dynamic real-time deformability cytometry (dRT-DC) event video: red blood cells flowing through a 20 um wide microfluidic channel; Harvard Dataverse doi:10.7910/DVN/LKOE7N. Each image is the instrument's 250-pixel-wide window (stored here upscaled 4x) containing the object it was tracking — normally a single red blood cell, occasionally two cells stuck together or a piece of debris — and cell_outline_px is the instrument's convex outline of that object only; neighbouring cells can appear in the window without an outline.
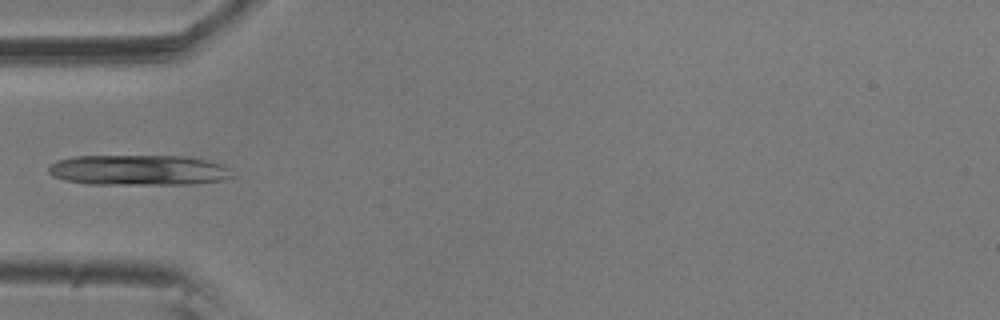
{"species": "common noctule bat (a hibernating species)", "species_latin": "Nyctalus noctula", "temperature_condition": "room temperature", "stored_images_in_passage": 8, "camera_frame_rate_fps": 3000, "um_per_image_px": 0.085, "animal": {"sex": "male", "body_mass_g": 20.5, "forearm_length_mm": 52.5}, "frame": {"image": 1, "passage_image": 5, "time_ms": 1.333, "image_size_px": [1000, 320], "cell_outline_px": [[232, 176], [224, 180], [192, 184], [88, 184], [64, 180], [52, 176], [48, 172], [48, 168], [56, 160], [76, 156], [188, 156], [220, 164], [228, 168]], "centroid_in_image_um": [11.74, 14.46], "position_along_channel_um": 73.3, "area_um2": 32.54}}
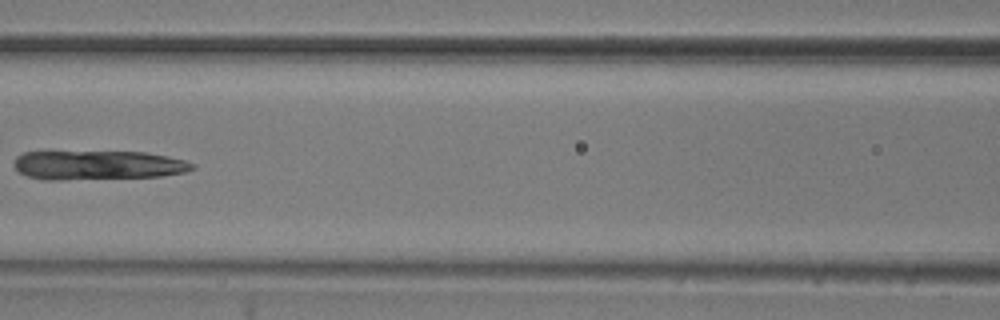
{"frame": {"image": 2, "passage_image": 7, "time_ms": 2.0, "image_size_px": [1000, 320], "cell_outline_px": [[196, 168], [188, 172], [160, 176], [60, 180], [44, 180], [28, 176], [20, 172], [16, 168], [16, 156], [24, 152], [144, 152], [168, 156], [184, 160], [196, 164]], "centroid_in_image_um": [8.38, 14.04], "position_along_channel_um": 158.2, "area_um2": 30.29}}
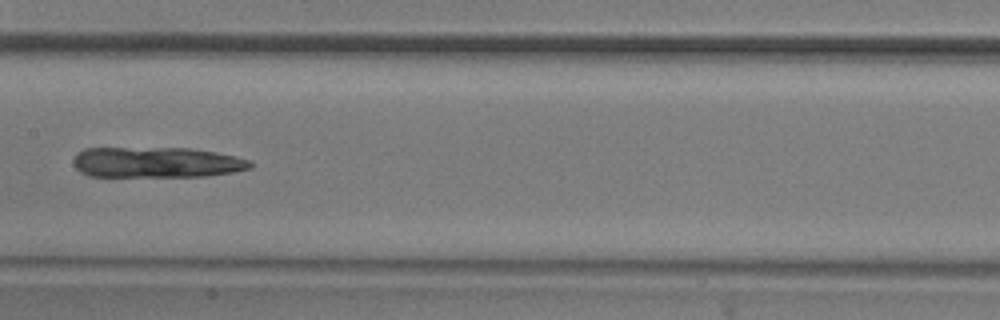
{"frame": {"image": 3, "passage_image": 8, "time_ms": 2.333, "image_size_px": [1000, 320], "cell_outline_px": [[252, 168], [232, 172], [208, 176], [88, 176], [80, 172], [76, 168], [72, 160], [76, 152], [84, 148], [188, 148], [216, 152], [236, 156], [248, 160], [252, 164]], "centroid_in_image_um": [13.27, 13.79], "position_along_channel_um": 194.1, "area_um2": 31.67}}